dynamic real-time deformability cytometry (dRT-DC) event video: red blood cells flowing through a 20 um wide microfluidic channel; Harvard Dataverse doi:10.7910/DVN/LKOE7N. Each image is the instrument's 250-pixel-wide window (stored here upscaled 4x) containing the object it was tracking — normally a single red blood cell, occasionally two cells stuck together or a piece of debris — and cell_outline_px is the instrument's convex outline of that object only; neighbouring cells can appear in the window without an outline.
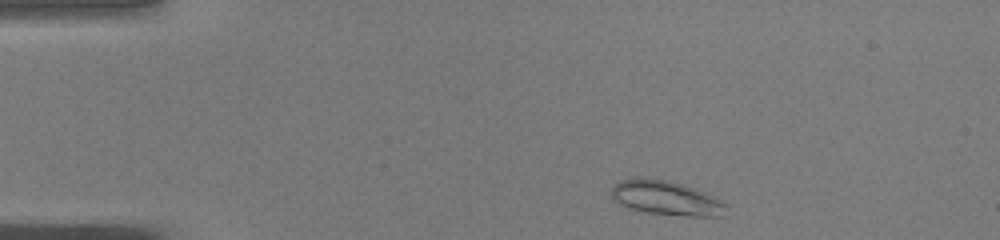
{"species": "common noctule bat (a hibernating species)", "species_latin": "Nyctalus noctula", "temperature_condition": "warm", "stored_images_in_passage": 43, "camera_frame_rate_fps": 3000, "um_per_image_px": 0.085, "animal": {"sex": "male", "body_mass_g": 19.0, "forearm_length_mm": 50.8}, "frame": {"image": 1, "passage_image": 2, "time_ms": 0.333, "image_size_px": [1000, 240], "cell_outline_px": [[728, 204], [720, 216], [688, 216], [648, 212], [628, 208], [612, 200], [612, 188], [620, 180], [636, 176], [648, 176], [668, 180], [704, 192]], "centroid_in_image_um": [56.55, 16.8], "position_along_channel_um": 28.4, "area_um2": 22.95}}
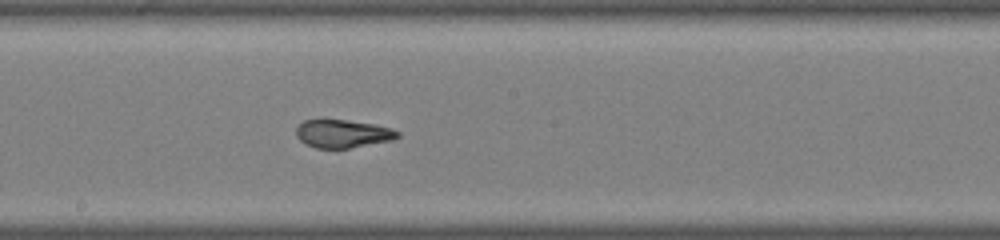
{"frame": {"image": 2, "passage_image": 21, "time_ms": 6.667, "image_size_px": [1000, 240], "cell_outline_px": [[400, 136], [392, 140], [348, 148], [316, 148], [304, 144], [296, 136], [296, 128], [304, 120], [344, 120], [376, 124], [392, 128], [400, 132]], "centroid_in_image_um": [29.14, 11.36], "position_along_channel_um": 219.1, "area_um2": 16.59}}
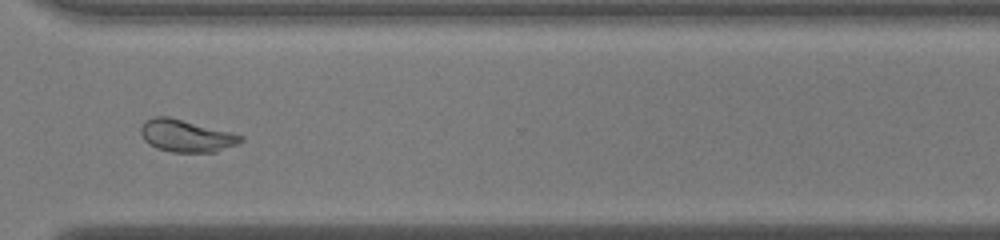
{"frame": {"image": 3, "passage_image": 31, "time_ms": 10.0, "image_size_px": [1000, 240], "cell_outline_px": [[244, 140], [236, 144], [216, 152], [172, 152], [156, 148], [148, 144], [144, 140], [140, 132], [140, 128], [144, 120], [156, 116], [168, 116], [244, 136]], "centroid_in_image_um": [15.78, 11.55], "position_along_channel_um": 354.8, "area_um2": 18.67}, "authors_computed_cell_mechanics": {"area_um2": 19.2474, "velocity_mm_per_s": 4.0482, "shape_relaxation_time_tau1_ms": 3.6602, "shape_relaxation_time_tau2_ms": null, "deformation_change_tau1": 0.1516, "deformation_change_tau2": null}}